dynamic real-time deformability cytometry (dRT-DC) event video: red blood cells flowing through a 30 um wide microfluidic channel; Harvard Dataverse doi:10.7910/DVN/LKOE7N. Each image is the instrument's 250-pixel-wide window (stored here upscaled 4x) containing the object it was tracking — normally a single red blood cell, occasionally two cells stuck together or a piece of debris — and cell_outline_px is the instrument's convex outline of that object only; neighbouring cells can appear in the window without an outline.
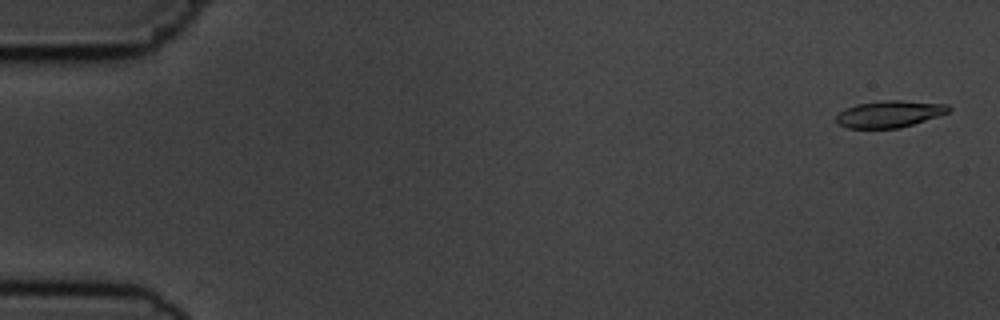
{"species": "common noctule bat (a hibernating species)", "species_latin": "Nyctalus noctula", "temperature_condition": "cold", "stored_images_in_passage": 5, "camera_frame_rate_fps": 3000, "um_per_image_px": 0.085, "animal": {"sex": "male", "body_mass_g": 19.5, "forearm_length_mm": 54.6}, "frame": {"image": 1, "passage_image": 1, "time_ms": 0.0, "image_size_px": [1000, 320], "cell_outline_px": [[952, 108], [948, 112], [940, 116], [900, 128], [848, 128], [836, 124], [836, 116], [840, 112], [856, 104], [884, 100], [900, 100], [948, 104]], "centroid_in_image_um": [75.63, 9.69], "position_along_channel_um": 9.4, "area_um2": 17.63}}
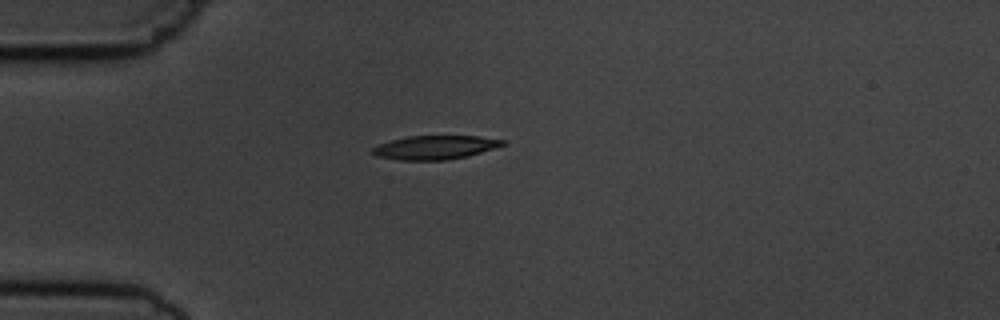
{"frame": {"image": 2, "passage_image": 5, "time_ms": 4.333, "image_size_px": [1000, 320], "cell_outline_px": [[508, 144], [496, 148], [468, 156], [448, 160], [400, 160], [376, 156], [372, 152], [372, 148], [380, 144], [392, 140], [408, 136], [476, 136], [504, 140]], "centroid_in_image_um": [37.02, 12.53], "position_along_channel_um": 48.0, "area_um2": 18.03}}